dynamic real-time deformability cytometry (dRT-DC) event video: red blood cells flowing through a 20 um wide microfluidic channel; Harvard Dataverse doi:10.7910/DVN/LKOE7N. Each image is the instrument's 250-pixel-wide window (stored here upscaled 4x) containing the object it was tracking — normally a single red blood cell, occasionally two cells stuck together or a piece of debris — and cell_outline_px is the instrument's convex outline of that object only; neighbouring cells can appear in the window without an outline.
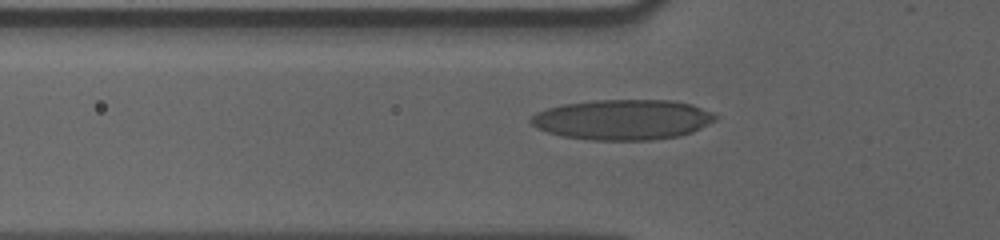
{"species": "human", "species_latin": "Homo sapiens", "temperature_condition": "cold", "stored_images_in_passage": 43, "camera_frame_rate_fps": 3000, "um_per_image_px": 0.085, "donor": {"sex": "male"}, "frame": {"image": 1, "passage_image": 10, "time_ms": 3.0, "image_size_px": [1000, 240], "cell_outline_px": [[716, 120], [692, 132], [680, 136], [652, 140], [588, 140], [560, 136], [536, 128], [528, 120], [536, 112], [548, 108], [564, 104], [592, 100], [672, 100], [692, 104], [716, 112]], "centroid_in_image_um": [52.94, 10.17], "position_along_channel_um": 72.9, "area_um2": 43.7}}
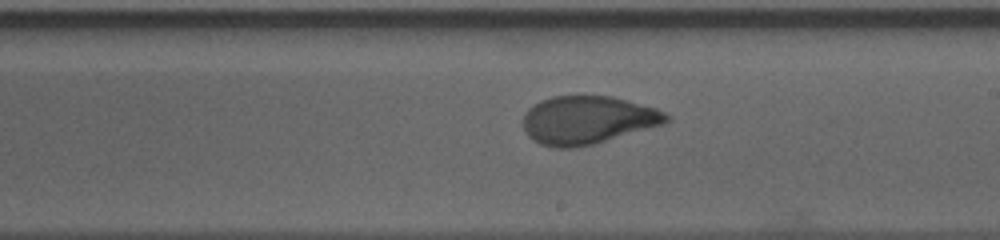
{"frame": {"image": 2, "passage_image": 24, "time_ms": 7.667, "image_size_px": [1000, 240], "cell_outline_px": [[672, 120], [664, 124], [592, 144], [576, 148], [556, 148], [540, 144], [532, 140], [528, 136], [524, 128], [524, 112], [532, 104], [540, 100], [552, 96], [612, 96], [656, 108], [664, 112]], "centroid_in_image_um": [49.92, 10.2], "position_along_channel_um": 239.1, "area_um2": 40.17}}
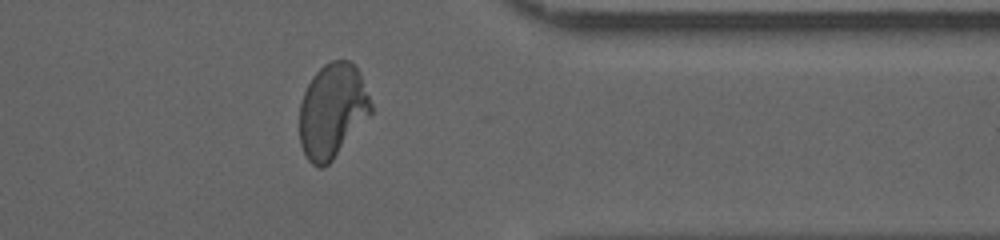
{"frame": {"image": 3, "passage_image": 37, "time_ms": 12.0, "image_size_px": [1000, 240], "cell_outline_px": [[372, 112], [332, 160], [324, 168], [320, 168], [312, 164], [308, 160], [300, 144], [300, 104], [304, 92], [312, 76], [324, 64], [332, 60], [348, 60], [360, 72], [372, 104]], "centroid_in_image_um": [28.24, 9.41], "position_along_channel_um": 383.2, "area_um2": 39.07}, "authors_computed_cell_mechanics": {"area_um2": 40.2866, "velocity_mm_per_s": 3.5522, "shape_relaxation_time_tau1_ms": 5.5114, "shape_relaxation_time_tau2_ms": 0.877, "deformation_change_tau1": 0.1935, "deformation_change_tau2": 0.0609}}